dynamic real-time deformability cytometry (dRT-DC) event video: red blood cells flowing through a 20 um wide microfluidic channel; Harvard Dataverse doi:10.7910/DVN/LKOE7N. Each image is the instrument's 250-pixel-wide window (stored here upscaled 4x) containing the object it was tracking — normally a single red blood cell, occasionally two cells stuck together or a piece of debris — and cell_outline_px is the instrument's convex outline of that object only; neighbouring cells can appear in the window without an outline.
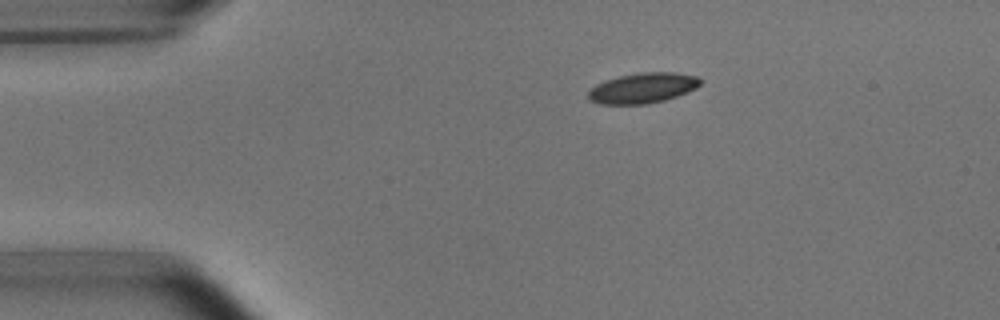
{"species": "common noctule bat (a hibernating species)", "species_latin": "Nyctalus noctula", "temperature_condition": "room temperature", "stored_images_in_passage": 3, "segment_of_instrument_passage": [1, 2], "camera_frame_rate_fps": 3000, "um_per_image_px": 0.085, "animal": {"sex": "male", "body_mass_g": 15.6}, "frame": {"image": 1, "passage_image": 1, "time_ms": 0.0, "image_size_px": [1000, 320], "cell_outline_px": [[704, 80], [696, 88], [688, 92], [664, 100], [648, 104], [600, 104], [588, 100], [588, 92], [596, 84], [604, 80], [620, 76], [640, 72], [676, 72], [696, 76]], "centroid_in_image_um": [54.64, 7.48], "position_along_channel_um": 30.4, "area_um2": 19.94}}